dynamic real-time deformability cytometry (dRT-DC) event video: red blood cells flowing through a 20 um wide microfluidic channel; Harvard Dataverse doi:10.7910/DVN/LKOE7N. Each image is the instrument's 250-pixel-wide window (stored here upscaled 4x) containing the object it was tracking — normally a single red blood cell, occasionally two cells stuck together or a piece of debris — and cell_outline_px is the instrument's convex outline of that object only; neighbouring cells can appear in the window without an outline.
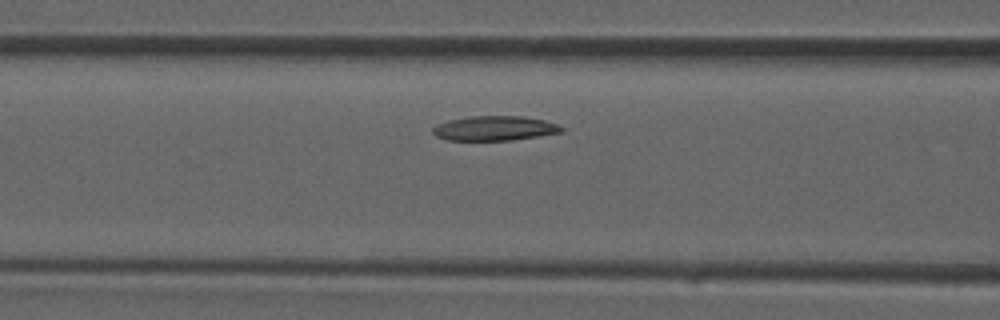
{"species": "common noctule bat (a hibernating species)", "species_latin": "Nyctalus noctula", "temperature_condition": "room temperature", "stored_images_in_passage": 32, "camera_frame_rate_fps": 3000, "um_per_image_px": 0.085, "animal": {"sex": "male", "forearm_length_mm": 52.5}, "frame": {"image": 1, "passage_image": 10, "time_ms": 3.0, "image_size_px": [1000, 320], "cell_outline_px": [[564, 132], [512, 140], [448, 140], [436, 136], [432, 132], [432, 128], [436, 124], [448, 120], [472, 116], [524, 116], [544, 120], [556, 124], [564, 128]], "centroid_in_image_um": [42.04, 10.9], "position_along_channel_um": 124.6, "area_um2": 18.5}}
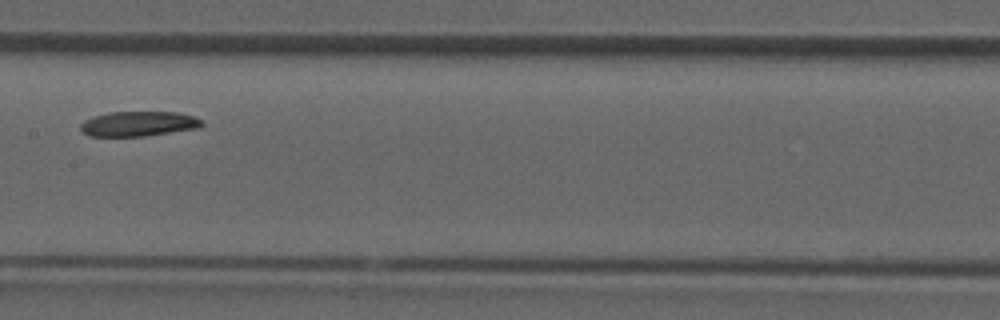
{"frame": {"image": 2, "passage_image": 14, "time_ms": 4.333, "image_size_px": [1000, 320], "cell_outline_px": [[204, 124], [200, 128], [144, 136], [88, 136], [80, 132], [80, 124], [84, 120], [92, 116], [108, 112], [176, 112], [196, 116]], "centroid_in_image_um": [11.74, 10.52], "position_along_channel_um": 195.7, "area_um2": 17.86}}